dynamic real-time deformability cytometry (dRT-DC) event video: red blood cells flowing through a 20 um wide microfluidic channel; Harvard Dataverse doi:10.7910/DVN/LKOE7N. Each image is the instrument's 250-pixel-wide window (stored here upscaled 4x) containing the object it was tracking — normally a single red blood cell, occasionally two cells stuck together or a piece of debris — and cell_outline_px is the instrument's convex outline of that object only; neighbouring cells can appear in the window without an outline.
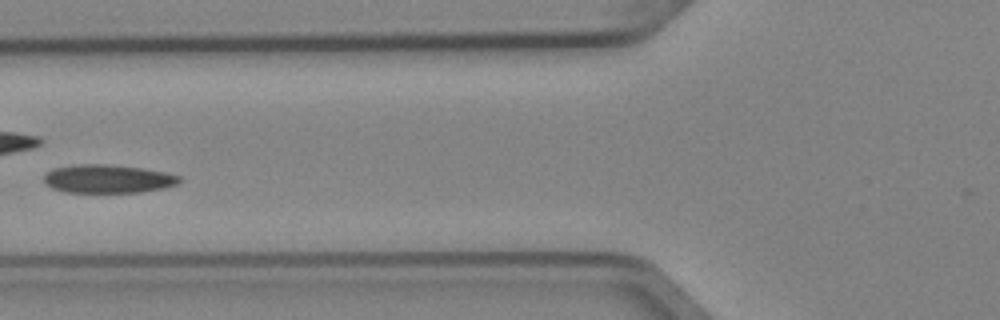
{"species": "Egyptian fruit bat (a non-hibernating species)", "species_latin": "Rousettus aegyptiacus", "temperature_condition": "cold", "stored_images_in_passage": 6, "camera_frame_rate_fps": 3000, "um_per_image_px": 0.085, "animal": {"sex": "female"}, "frame": {"image": 1, "passage_image": 5, "time_ms": 1.333, "image_size_px": [1000, 320], "cell_outline_px": [[180, 180], [176, 184], [164, 188], [140, 192], [64, 192], [52, 188], [44, 180], [44, 176], [52, 168], [80, 164], [108, 164], [140, 168], [164, 172], [180, 176]], "centroid_in_image_um": [9.15, 15.2], "position_along_channel_um": 116.6, "area_um2": 22.2}}
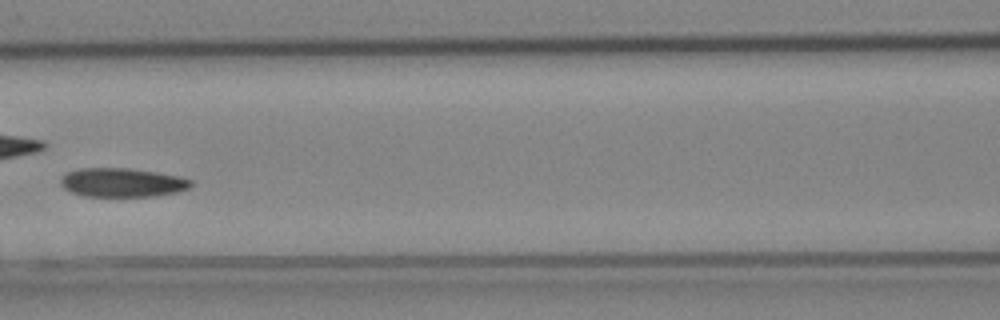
{"frame": {"image": 2, "passage_image": 6, "time_ms": 1.667, "image_size_px": [1000, 320], "cell_outline_px": [[192, 184], [188, 188], [176, 192], [152, 196], [84, 196], [72, 192], [64, 188], [60, 184], [60, 180], [64, 172], [80, 168], [128, 168], [156, 172], [180, 176], [192, 180]], "centroid_in_image_um": [10.35, 15.5], "position_along_channel_um": 156.2, "area_um2": 21.96}}